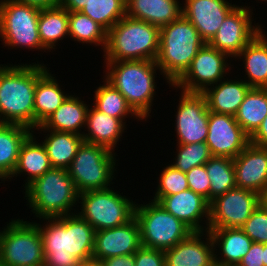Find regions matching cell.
<instances>
[{
    "label": "cell",
    "instance_id": "1",
    "mask_svg": "<svg viewBox=\"0 0 267 266\" xmlns=\"http://www.w3.org/2000/svg\"><path fill=\"white\" fill-rule=\"evenodd\" d=\"M33 222L42 236L44 266H82L92 262L95 229L77 213Z\"/></svg>",
    "mask_w": 267,
    "mask_h": 266
},
{
    "label": "cell",
    "instance_id": "2",
    "mask_svg": "<svg viewBox=\"0 0 267 266\" xmlns=\"http://www.w3.org/2000/svg\"><path fill=\"white\" fill-rule=\"evenodd\" d=\"M36 62L0 64V123L35 129L36 83L49 69L44 61Z\"/></svg>",
    "mask_w": 267,
    "mask_h": 266
},
{
    "label": "cell",
    "instance_id": "3",
    "mask_svg": "<svg viewBox=\"0 0 267 266\" xmlns=\"http://www.w3.org/2000/svg\"><path fill=\"white\" fill-rule=\"evenodd\" d=\"M102 67L103 77L112 84L126 99L128 105L144 121L151 119L152 107L155 105L157 87V73L163 74L156 61L152 60H128V61H104ZM106 69V70H105ZM158 71V72H157ZM160 73V74H159ZM155 98V99H154ZM153 104V105H152ZM149 118V119H148Z\"/></svg>",
    "mask_w": 267,
    "mask_h": 266
},
{
    "label": "cell",
    "instance_id": "4",
    "mask_svg": "<svg viewBox=\"0 0 267 266\" xmlns=\"http://www.w3.org/2000/svg\"><path fill=\"white\" fill-rule=\"evenodd\" d=\"M24 190L26 206L29 205L36 219L56 218L77 211L79 193L67 169L51 168Z\"/></svg>",
    "mask_w": 267,
    "mask_h": 266
},
{
    "label": "cell",
    "instance_id": "5",
    "mask_svg": "<svg viewBox=\"0 0 267 266\" xmlns=\"http://www.w3.org/2000/svg\"><path fill=\"white\" fill-rule=\"evenodd\" d=\"M205 43L195 26L183 15L162 26L156 63L165 80L173 85L189 68Z\"/></svg>",
    "mask_w": 267,
    "mask_h": 266
},
{
    "label": "cell",
    "instance_id": "6",
    "mask_svg": "<svg viewBox=\"0 0 267 266\" xmlns=\"http://www.w3.org/2000/svg\"><path fill=\"white\" fill-rule=\"evenodd\" d=\"M160 28L124 16L107 32L104 61L152 60L159 54Z\"/></svg>",
    "mask_w": 267,
    "mask_h": 266
},
{
    "label": "cell",
    "instance_id": "7",
    "mask_svg": "<svg viewBox=\"0 0 267 266\" xmlns=\"http://www.w3.org/2000/svg\"><path fill=\"white\" fill-rule=\"evenodd\" d=\"M116 153L105 146L82 143L67 169L79 194L115 184L113 180L118 176L116 169L119 166Z\"/></svg>",
    "mask_w": 267,
    "mask_h": 266
},
{
    "label": "cell",
    "instance_id": "8",
    "mask_svg": "<svg viewBox=\"0 0 267 266\" xmlns=\"http://www.w3.org/2000/svg\"><path fill=\"white\" fill-rule=\"evenodd\" d=\"M133 200L128 194L126 196L123 192L114 190L113 186L91 190L79 194L76 213L95 231L111 229L129 222L134 217L137 199Z\"/></svg>",
    "mask_w": 267,
    "mask_h": 266
},
{
    "label": "cell",
    "instance_id": "9",
    "mask_svg": "<svg viewBox=\"0 0 267 266\" xmlns=\"http://www.w3.org/2000/svg\"><path fill=\"white\" fill-rule=\"evenodd\" d=\"M134 217L139 224L141 245L166 251L193 231L155 201L136 203Z\"/></svg>",
    "mask_w": 267,
    "mask_h": 266
},
{
    "label": "cell",
    "instance_id": "10",
    "mask_svg": "<svg viewBox=\"0 0 267 266\" xmlns=\"http://www.w3.org/2000/svg\"><path fill=\"white\" fill-rule=\"evenodd\" d=\"M10 220L0 229V262L5 266H44L43 240L38 226L27 218Z\"/></svg>",
    "mask_w": 267,
    "mask_h": 266
},
{
    "label": "cell",
    "instance_id": "11",
    "mask_svg": "<svg viewBox=\"0 0 267 266\" xmlns=\"http://www.w3.org/2000/svg\"><path fill=\"white\" fill-rule=\"evenodd\" d=\"M39 14L37 7L15 0H0V41L3 48L19 51L22 48L29 51L36 49L48 53L39 37Z\"/></svg>",
    "mask_w": 267,
    "mask_h": 266
},
{
    "label": "cell",
    "instance_id": "12",
    "mask_svg": "<svg viewBox=\"0 0 267 266\" xmlns=\"http://www.w3.org/2000/svg\"><path fill=\"white\" fill-rule=\"evenodd\" d=\"M231 62L233 60L229 55L205 43L189 68L171 88L176 90L175 92L202 93L209 86L230 76L234 68V63L232 65Z\"/></svg>",
    "mask_w": 267,
    "mask_h": 266
},
{
    "label": "cell",
    "instance_id": "13",
    "mask_svg": "<svg viewBox=\"0 0 267 266\" xmlns=\"http://www.w3.org/2000/svg\"><path fill=\"white\" fill-rule=\"evenodd\" d=\"M240 4L225 17L217 33L208 44L234 59L241 50L265 27L255 23L253 8ZM254 21V23H253ZM263 26V27H262Z\"/></svg>",
    "mask_w": 267,
    "mask_h": 266
},
{
    "label": "cell",
    "instance_id": "14",
    "mask_svg": "<svg viewBox=\"0 0 267 266\" xmlns=\"http://www.w3.org/2000/svg\"><path fill=\"white\" fill-rule=\"evenodd\" d=\"M181 92V93H180ZM179 92V103L174 110V136L178 144L206 142L209 110L201 93ZM177 110V111H176Z\"/></svg>",
    "mask_w": 267,
    "mask_h": 266
},
{
    "label": "cell",
    "instance_id": "15",
    "mask_svg": "<svg viewBox=\"0 0 267 266\" xmlns=\"http://www.w3.org/2000/svg\"><path fill=\"white\" fill-rule=\"evenodd\" d=\"M260 205V194L235 187L210 202L208 228H241Z\"/></svg>",
    "mask_w": 267,
    "mask_h": 266
},
{
    "label": "cell",
    "instance_id": "16",
    "mask_svg": "<svg viewBox=\"0 0 267 266\" xmlns=\"http://www.w3.org/2000/svg\"><path fill=\"white\" fill-rule=\"evenodd\" d=\"M249 143L235 116L209 111L206 144L212 156L234 159Z\"/></svg>",
    "mask_w": 267,
    "mask_h": 266
},
{
    "label": "cell",
    "instance_id": "17",
    "mask_svg": "<svg viewBox=\"0 0 267 266\" xmlns=\"http://www.w3.org/2000/svg\"><path fill=\"white\" fill-rule=\"evenodd\" d=\"M139 224L135 217L129 222L100 231H95L93 263L110 257L131 255L141 247Z\"/></svg>",
    "mask_w": 267,
    "mask_h": 266
},
{
    "label": "cell",
    "instance_id": "18",
    "mask_svg": "<svg viewBox=\"0 0 267 266\" xmlns=\"http://www.w3.org/2000/svg\"><path fill=\"white\" fill-rule=\"evenodd\" d=\"M230 1V2H229ZM184 0L182 15L197 29L208 43L217 33L225 17L237 6L232 0Z\"/></svg>",
    "mask_w": 267,
    "mask_h": 266
},
{
    "label": "cell",
    "instance_id": "19",
    "mask_svg": "<svg viewBox=\"0 0 267 266\" xmlns=\"http://www.w3.org/2000/svg\"><path fill=\"white\" fill-rule=\"evenodd\" d=\"M158 203L193 232L208 231L210 202L203 196L186 189L177 194L164 196Z\"/></svg>",
    "mask_w": 267,
    "mask_h": 266
},
{
    "label": "cell",
    "instance_id": "20",
    "mask_svg": "<svg viewBox=\"0 0 267 266\" xmlns=\"http://www.w3.org/2000/svg\"><path fill=\"white\" fill-rule=\"evenodd\" d=\"M233 163L236 187L260 195L267 189V147L249 143Z\"/></svg>",
    "mask_w": 267,
    "mask_h": 266
},
{
    "label": "cell",
    "instance_id": "21",
    "mask_svg": "<svg viewBox=\"0 0 267 266\" xmlns=\"http://www.w3.org/2000/svg\"><path fill=\"white\" fill-rule=\"evenodd\" d=\"M164 263L165 266H215L211 234L209 231L192 232L173 248L164 251Z\"/></svg>",
    "mask_w": 267,
    "mask_h": 266
},
{
    "label": "cell",
    "instance_id": "22",
    "mask_svg": "<svg viewBox=\"0 0 267 266\" xmlns=\"http://www.w3.org/2000/svg\"><path fill=\"white\" fill-rule=\"evenodd\" d=\"M233 60L242 61L239 66L245 69L244 76H236L251 88H267V31L262 29Z\"/></svg>",
    "mask_w": 267,
    "mask_h": 266
},
{
    "label": "cell",
    "instance_id": "23",
    "mask_svg": "<svg viewBox=\"0 0 267 266\" xmlns=\"http://www.w3.org/2000/svg\"><path fill=\"white\" fill-rule=\"evenodd\" d=\"M219 81L209 86L201 94L205 97L209 111L235 116L239 106L251 87L238 76ZM230 78V79H229Z\"/></svg>",
    "mask_w": 267,
    "mask_h": 266
},
{
    "label": "cell",
    "instance_id": "24",
    "mask_svg": "<svg viewBox=\"0 0 267 266\" xmlns=\"http://www.w3.org/2000/svg\"><path fill=\"white\" fill-rule=\"evenodd\" d=\"M127 126L128 124L126 125L121 119L111 117L90 106L82 136L86 143L105 146L115 152L117 145H120L119 142L124 140L122 138L127 132Z\"/></svg>",
    "mask_w": 267,
    "mask_h": 266
},
{
    "label": "cell",
    "instance_id": "25",
    "mask_svg": "<svg viewBox=\"0 0 267 266\" xmlns=\"http://www.w3.org/2000/svg\"><path fill=\"white\" fill-rule=\"evenodd\" d=\"M214 244L215 266H237L253 241L241 228H208Z\"/></svg>",
    "mask_w": 267,
    "mask_h": 266
},
{
    "label": "cell",
    "instance_id": "26",
    "mask_svg": "<svg viewBox=\"0 0 267 266\" xmlns=\"http://www.w3.org/2000/svg\"><path fill=\"white\" fill-rule=\"evenodd\" d=\"M73 94L71 93L56 111L35 129H47L83 135L90 104L83 101L84 96H80L79 93L78 96L74 92Z\"/></svg>",
    "mask_w": 267,
    "mask_h": 266
},
{
    "label": "cell",
    "instance_id": "27",
    "mask_svg": "<svg viewBox=\"0 0 267 266\" xmlns=\"http://www.w3.org/2000/svg\"><path fill=\"white\" fill-rule=\"evenodd\" d=\"M31 133L21 145L16 167L8 182L16 177H26L25 189L35 179L41 177L45 172L52 168L46 149L40 139Z\"/></svg>",
    "mask_w": 267,
    "mask_h": 266
},
{
    "label": "cell",
    "instance_id": "28",
    "mask_svg": "<svg viewBox=\"0 0 267 266\" xmlns=\"http://www.w3.org/2000/svg\"><path fill=\"white\" fill-rule=\"evenodd\" d=\"M180 0H126V15L161 28L182 16Z\"/></svg>",
    "mask_w": 267,
    "mask_h": 266
},
{
    "label": "cell",
    "instance_id": "29",
    "mask_svg": "<svg viewBox=\"0 0 267 266\" xmlns=\"http://www.w3.org/2000/svg\"><path fill=\"white\" fill-rule=\"evenodd\" d=\"M32 133L39 134L37 138L42 137L40 134L44 135L45 139L43 138L41 142L46 149L52 168L68 169L79 147L84 142L82 135L70 132L34 129Z\"/></svg>",
    "mask_w": 267,
    "mask_h": 266
},
{
    "label": "cell",
    "instance_id": "30",
    "mask_svg": "<svg viewBox=\"0 0 267 266\" xmlns=\"http://www.w3.org/2000/svg\"><path fill=\"white\" fill-rule=\"evenodd\" d=\"M55 75L49 67L37 80L34 96L35 128L54 113L72 92L65 91L61 80L59 81Z\"/></svg>",
    "mask_w": 267,
    "mask_h": 266
},
{
    "label": "cell",
    "instance_id": "31",
    "mask_svg": "<svg viewBox=\"0 0 267 266\" xmlns=\"http://www.w3.org/2000/svg\"><path fill=\"white\" fill-rule=\"evenodd\" d=\"M69 12L60 5L40 9L38 31L42 46L50 53L54 52L69 39ZM59 42V43H58Z\"/></svg>",
    "mask_w": 267,
    "mask_h": 266
},
{
    "label": "cell",
    "instance_id": "32",
    "mask_svg": "<svg viewBox=\"0 0 267 266\" xmlns=\"http://www.w3.org/2000/svg\"><path fill=\"white\" fill-rule=\"evenodd\" d=\"M31 133L23 125L0 123V172L7 179L16 167L21 145Z\"/></svg>",
    "mask_w": 267,
    "mask_h": 266
},
{
    "label": "cell",
    "instance_id": "33",
    "mask_svg": "<svg viewBox=\"0 0 267 266\" xmlns=\"http://www.w3.org/2000/svg\"><path fill=\"white\" fill-rule=\"evenodd\" d=\"M102 79L103 84L95 87L96 89L93 91L94 98L91 105L102 113L121 119L125 124L127 123L126 118H128V120L133 118L138 122H143L128 105L125 97L104 77H102Z\"/></svg>",
    "mask_w": 267,
    "mask_h": 266
},
{
    "label": "cell",
    "instance_id": "34",
    "mask_svg": "<svg viewBox=\"0 0 267 266\" xmlns=\"http://www.w3.org/2000/svg\"><path fill=\"white\" fill-rule=\"evenodd\" d=\"M267 116V88H251L239 106L235 120L251 137Z\"/></svg>",
    "mask_w": 267,
    "mask_h": 266
},
{
    "label": "cell",
    "instance_id": "35",
    "mask_svg": "<svg viewBox=\"0 0 267 266\" xmlns=\"http://www.w3.org/2000/svg\"><path fill=\"white\" fill-rule=\"evenodd\" d=\"M69 39L79 44H87L89 47H98L101 52L107 44V31L93 21L89 16L81 12H69ZM100 46V47H99Z\"/></svg>",
    "mask_w": 267,
    "mask_h": 266
},
{
    "label": "cell",
    "instance_id": "36",
    "mask_svg": "<svg viewBox=\"0 0 267 266\" xmlns=\"http://www.w3.org/2000/svg\"><path fill=\"white\" fill-rule=\"evenodd\" d=\"M204 165L211 183L209 202L236 187L232 158L212 156Z\"/></svg>",
    "mask_w": 267,
    "mask_h": 266
},
{
    "label": "cell",
    "instance_id": "37",
    "mask_svg": "<svg viewBox=\"0 0 267 266\" xmlns=\"http://www.w3.org/2000/svg\"><path fill=\"white\" fill-rule=\"evenodd\" d=\"M107 32L126 16V0H90L80 11Z\"/></svg>",
    "mask_w": 267,
    "mask_h": 266
},
{
    "label": "cell",
    "instance_id": "38",
    "mask_svg": "<svg viewBox=\"0 0 267 266\" xmlns=\"http://www.w3.org/2000/svg\"><path fill=\"white\" fill-rule=\"evenodd\" d=\"M176 155L170 164L176 169L186 173L196 166L204 165L211 157V153L206 142L192 144L175 143ZM173 161V162H172Z\"/></svg>",
    "mask_w": 267,
    "mask_h": 266
},
{
    "label": "cell",
    "instance_id": "39",
    "mask_svg": "<svg viewBox=\"0 0 267 266\" xmlns=\"http://www.w3.org/2000/svg\"><path fill=\"white\" fill-rule=\"evenodd\" d=\"M156 179H158L156 180L157 186L151 197L153 199H150L155 202H159L164 196L177 194L189 189L186 174L171 164L162 167L159 177Z\"/></svg>",
    "mask_w": 267,
    "mask_h": 266
},
{
    "label": "cell",
    "instance_id": "40",
    "mask_svg": "<svg viewBox=\"0 0 267 266\" xmlns=\"http://www.w3.org/2000/svg\"><path fill=\"white\" fill-rule=\"evenodd\" d=\"M241 229L253 242L267 243V209L260 204Z\"/></svg>",
    "mask_w": 267,
    "mask_h": 266
},
{
    "label": "cell",
    "instance_id": "41",
    "mask_svg": "<svg viewBox=\"0 0 267 266\" xmlns=\"http://www.w3.org/2000/svg\"><path fill=\"white\" fill-rule=\"evenodd\" d=\"M185 174L188 181V188L209 201L211 183L205 165L193 167Z\"/></svg>",
    "mask_w": 267,
    "mask_h": 266
},
{
    "label": "cell",
    "instance_id": "42",
    "mask_svg": "<svg viewBox=\"0 0 267 266\" xmlns=\"http://www.w3.org/2000/svg\"><path fill=\"white\" fill-rule=\"evenodd\" d=\"M134 266H165L164 251L141 246L134 254Z\"/></svg>",
    "mask_w": 267,
    "mask_h": 266
},
{
    "label": "cell",
    "instance_id": "43",
    "mask_svg": "<svg viewBox=\"0 0 267 266\" xmlns=\"http://www.w3.org/2000/svg\"><path fill=\"white\" fill-rule=\"evenodd\" d=\"M264 244L253 242L249 252L241 259L237 266H264Z\"/></svg>",
    "mask_w": 267,
    "mask_h": 266
},
{
    "label": "cell",
    "instance_id": "44",
    "mask_svg": "<svg viewBox=\"0 0 267 266\" xmlns=\"http://www.w3.org/2000/svg\"><path fill=\"white\" fill-rule=\"evenodd\" d=\"M134 263H135L134 254H131V255L110 257L103 261H100L98 264L100 266H134Z\"/></svg>",
    "mask_w": 267,
    "mask_h": 266
},
{
    "label": "cell",
    "instance_id": "45",
    "mask_svg": "<svg viewBox=\"0 0 267 266\" xmlns=\"http://www.w3.org/2000/svg\"><path fill=\"white\" fill-rule=\"evenodd\" d=\"M250 143L267 147V116L263 119L257 131L250 137Z\"/></svg>",
    "mask_w": 267,
    "mask_h": 266
},
{
    "label": "cell",
    "instance_id": "46",
    "mask_svg": "<svg viewBox=\"0 0 267 266\" xmlns=\"http://www.w3.org/2000/svg\"><path fill=\"white\" fill-rule=\"evenodd\" d=\"M90 0H60L59 5L68 12H80Z\"/></svg>",
    "mask_w": 267,
    "mask_h": 266
},
{
    "label": "cell",
    "instance_id": "47",
    "mask_svg": "<svg viewBox=\"0 0 267 266\" xmlns=\"http://www.w3.org/2000/svg\"><path fill=\"white\" fill-rule=\"evenodd\" d=\"M30 6L37 7L39 9L51 8L58 6L60 0H15Z\"/></svg>",
    "mask_w": 267,
    "mask_h": 266
},
{
    "label": "cell",
    "instance_id": "48",
    "mask_svg": "<svg viewBox=\"0 0 267 266\" xmlns=\"http://www.w3.org/2000/svg\"><path fill=\"white\" fill-rule=\"evenodd\" d=\"M260 204L267 209V189L260 195Z\"/></svg>",
    "mask_w": 267,
    "mask_h": 266
},
{
    "label": "cell",
    "instance_id": "49",
    "mask_svg": "<svg viewBox=\"0 0 267 266\" xmlns=\"http://www.w3.org/2000/svg\"><path fill=\"white\" fill-rule=\"evenodd\" d=\"M263 264L267 266V243H264Z\"/></svg>",
    "mask_w": 267,
    "mask_h": 266
},
{
    "label": "cell",
    "instance_id": "50",
    "mask_svg": "<svg viewBox=\"0 0 267 266\" xmlns=\"http://www.w3.org/2000/svg\"><path fill=\"white\" fill-rule=\"evenodd\" d=\"M0 183H5V181H8V179L0 172Z\"/></svg>",
    "mask_w": 267,
    "mask_h": 266
},
{
    "label": "cell",
    "instance_id": "51",
    "mask_svg": "<svg viewBox=\"0 0 267 266\" xmlns=\"http://www.w3.org/2000/svg\"><path fill=\"white\" fill-rule=\"evenodd\" d=\"M82 266H100L98 263H87V264H83Z\"/></svg>",
    "mask_w": 267,
    "mask_h": 266
},
{
    "label": "cell",
    "instance_id": "52",
    "mask_svg": "<svg viewBox=\"0 0 267 266\" xmlns=\"http://www.w3.org/2000/svg\"><path fill=\"white\" fill-rule=\"evenodd\" d=\"M258 1H259V2H258ZM256 2H257V3H261V5L265 3V5H266L267 0H256ZM263 2H264V3H263Z\"/></svg>",
    "mask_w": 267,
    "mask_h": 266
}]
</instances>
